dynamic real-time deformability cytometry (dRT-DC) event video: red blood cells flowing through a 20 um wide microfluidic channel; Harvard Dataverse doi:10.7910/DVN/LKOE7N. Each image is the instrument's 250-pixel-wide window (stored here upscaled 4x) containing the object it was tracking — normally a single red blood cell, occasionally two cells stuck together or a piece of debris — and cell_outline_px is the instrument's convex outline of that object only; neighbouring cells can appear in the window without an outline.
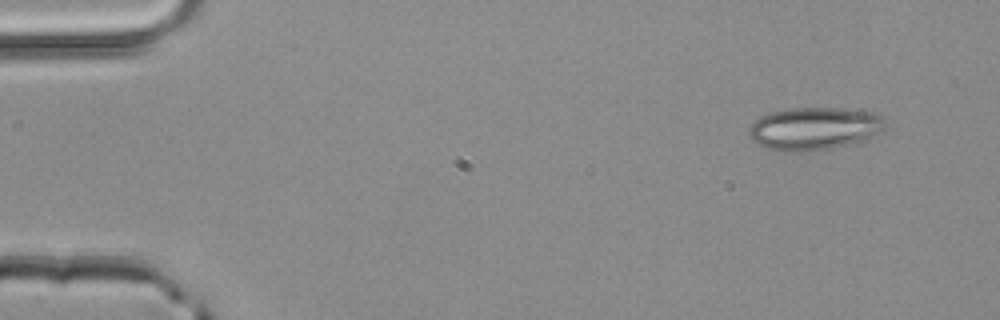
{"species": "common noctule bat (a hibernating species)", "species_latin": "Nyctalus noctula", "temperature_condition": "room temperature", "stored_images_in_passage": 3, "camera_frame_rate_fps": 3000, "um_per_image_px": 0.085, "animal": {"sex": "male", "body_mass_g": 20.4}, "frame": {"image": 1, "passage_image": 1, "time_ms": 0.0, "image_size_px": [1000, 320], "cell_outline_px": [[884, 128], [872, 136], [864, 140], [848, 144], [828, 148], [800, 152], [792, 152], [764, 148], [752, 140], [748, 136], [748, 128], [760, 116], [768, 112], [788, 108], [844, 108], [876, 112], [884, 116]], "centroid_in_image_um": [69.18, 10.91], "position_along_channel_um": 15.8, "area_um2": 34.1}}